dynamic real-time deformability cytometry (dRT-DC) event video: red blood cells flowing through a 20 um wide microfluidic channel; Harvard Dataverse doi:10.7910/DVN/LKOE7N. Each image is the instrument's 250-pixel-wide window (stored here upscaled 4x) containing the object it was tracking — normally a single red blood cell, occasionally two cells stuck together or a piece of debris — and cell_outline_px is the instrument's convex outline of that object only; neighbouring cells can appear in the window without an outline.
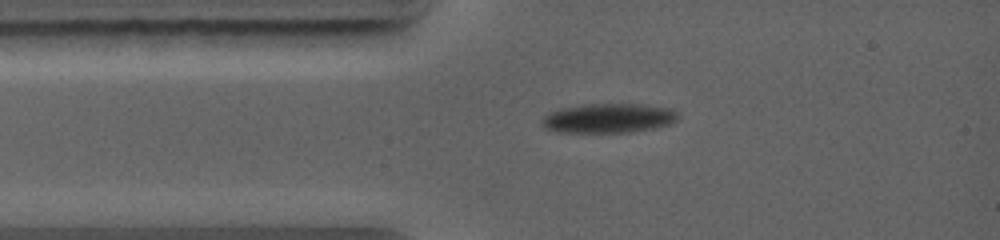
{"species": "common noctule bat (a hibernating species)", "species_latin": "Nyctalus noctula", "temperature_condition": "warm", "stored_images_in_passage": 4, "camera_frame_rate_fps": 5000, "um_per_image_px": 0.085, "animal": {"sex": "female", "body_mass_g": 19.0, "forearm_length_mm": 56.7}, "frame": {"image": 1, "passage_image": 3, "time_ms": 1.0, "image_size_px": [1000, 240], "cell_outline_px": [[680, 120], [656, 128], [628, 132], [556, 132], [544, 128], [540, 124], [540, 120], [544, 116], [560, 108], [584, 104], [644, 104], [672, 108], [680, 116]], "centroid_in_image_um": [51.74, 10.04], "position_along_channel_um": 33.3, "area_um2": 23.64}}